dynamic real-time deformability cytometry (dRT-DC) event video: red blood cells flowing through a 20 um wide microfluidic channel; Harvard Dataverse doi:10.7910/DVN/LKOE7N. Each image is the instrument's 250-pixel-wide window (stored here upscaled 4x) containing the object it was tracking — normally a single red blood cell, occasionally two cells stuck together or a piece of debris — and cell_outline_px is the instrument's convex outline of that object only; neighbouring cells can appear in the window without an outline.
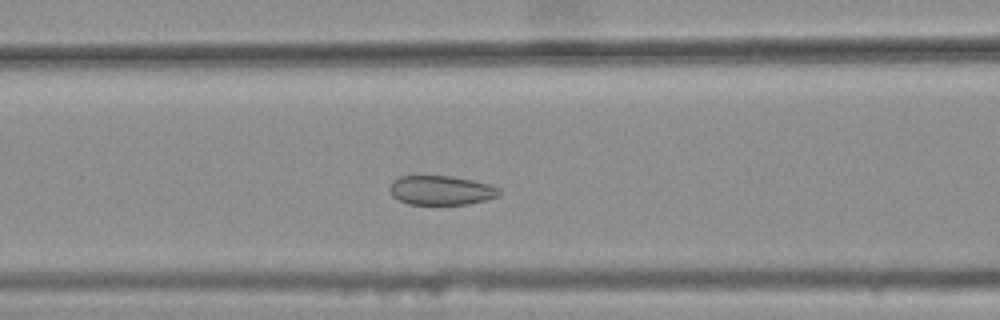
{"species": "common noctule bat (a hibernating species)", "species_latin": "Nyctalus noctula", "temperature_condition": "warm", "stored_images_in_passage": 41, "camera_frame_rate_fps": 3000, "um_per_image_px": 0.085, "animal": {"sex": "female", "body_mass_g": 25.1}, "frame": {"image": 1, "passage_image": 18, "time_ms": 5.667, "image_size_px": [1000, 320], "cell_outline_px": [[500, 196], [468, 204], [408, 204], [392, 196], [388, 188], [392, 180], [400, 176], [452, 176], [472, 180], [488, 184], [500, 188]], "centroid_in_image_um": [37.47, 16.17], "position_along_channel_um": 129.1, "area_um2": 18.73}}
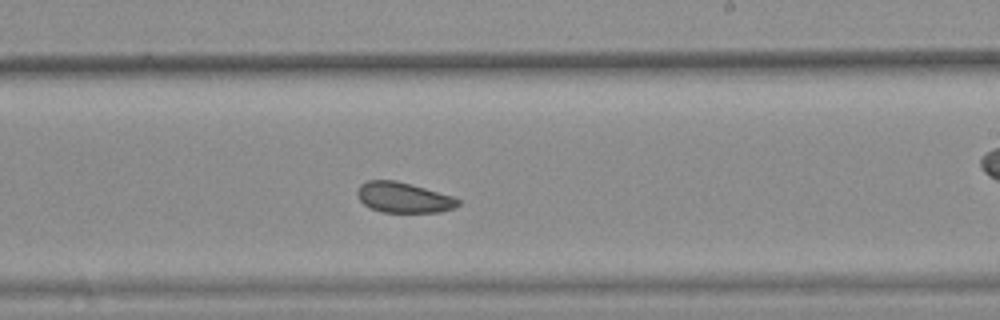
{"frame": {"image": 2, "passage_image": 28, "time_ms": 9.0, "image_size_px": [1000, 320], "cell_outline_px": [[460, 204], [452, 208], [440, 212], [380, 212], [364, 204], [356, 196], [356, 192], [360, 184], [368, 180], [396, 180], [452, 196], [460, 200]], "centroid_in_image_um": [34.26, 16.79], "position_along_channel_um": 254.7, "area_um2": 17.74}}
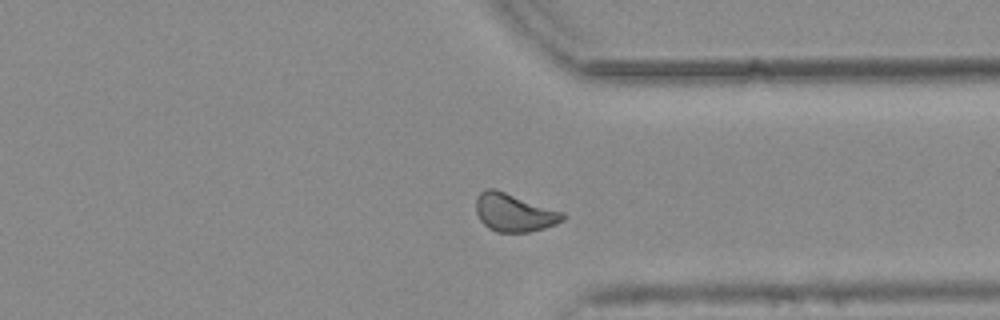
{"frame": {"image": 3, "passage_image": 37, "time_ms": 12.0, "image_size_px": [1000, 320], "cell_outline_px": [[564, 220], [556, 224], [544, 228], [528, 232], [496, 232], [488, 228], [480, 220], [476, 212], [476, 200], [480, 192], [484, 188], [496, 188], [564, 212]], "centroid_in_image_um": [43.69, 18.05], "position_along_channel_um": 367.7, "area_um2": 19.42}}